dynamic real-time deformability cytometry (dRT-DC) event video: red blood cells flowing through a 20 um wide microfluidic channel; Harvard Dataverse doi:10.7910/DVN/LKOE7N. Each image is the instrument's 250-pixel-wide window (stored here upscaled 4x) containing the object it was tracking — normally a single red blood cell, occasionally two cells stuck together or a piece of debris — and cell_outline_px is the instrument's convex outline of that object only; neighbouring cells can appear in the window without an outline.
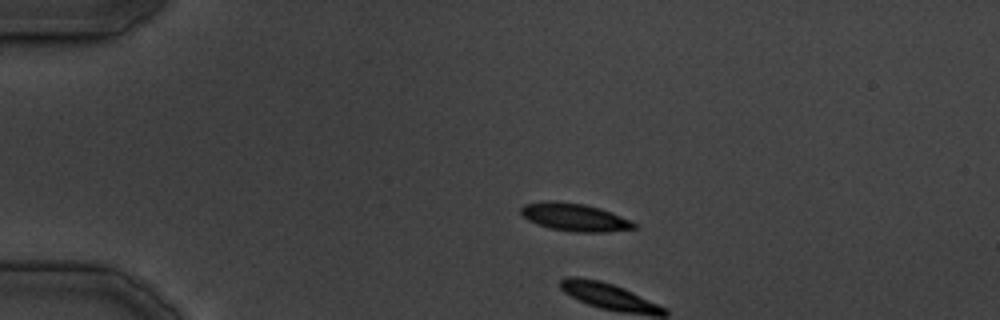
{"species": "common noctule bat (a hibernating species)", "species_latin": "Nyctalus noctula", "temperature_condition": "cold", "stored_images_in_passage": 34, "camera_frame_rate_fps": 3000, "um_per_image_px": 0.085, "animal": {"sex": "male", "body_mass_g": 19.5, "forearm_length_mm": 54.6}, "frame": {"image": 1, "passage_image": 1, "time_ms": 0.0, "image_size_px": [1000, 320], "cell_outline_px": [[636, 228], [608, 232], [576, 232], [548, 228], [536, 224], [528, 220], [520, 212], [520, 208], [524, 204], [548, 200], [556, 200], [584, 204], [600, 208], [612, 212], [632, 220], [636, 224]], "centroid_in_image_um": [48.84, 18.46], "position_along_channel_um": 36.2, "area_um2": 18.55}}
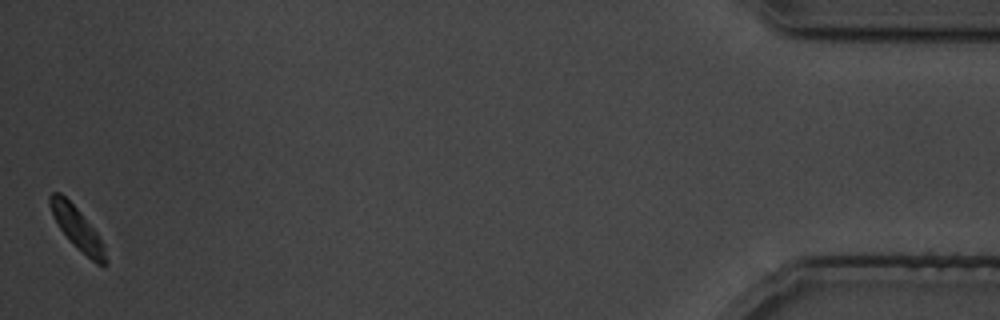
{"frame": {"image": 2, "passage_image": 34, "time_ms": 38.0, "image_size_px": [1000, 320], "cell_outline_px": [[108, 264], [96, 264], [76, 248], [68, 240], [52, 216], [48, 200], [48, 196], [52, 192], [60, 192], [80, 212], [96, 232], [104, 244], [108, 260]], "centroid_in_image_um": [6.56, 19.44], "position_along_channel_um": 428.6, "area_um2": 13.76}}